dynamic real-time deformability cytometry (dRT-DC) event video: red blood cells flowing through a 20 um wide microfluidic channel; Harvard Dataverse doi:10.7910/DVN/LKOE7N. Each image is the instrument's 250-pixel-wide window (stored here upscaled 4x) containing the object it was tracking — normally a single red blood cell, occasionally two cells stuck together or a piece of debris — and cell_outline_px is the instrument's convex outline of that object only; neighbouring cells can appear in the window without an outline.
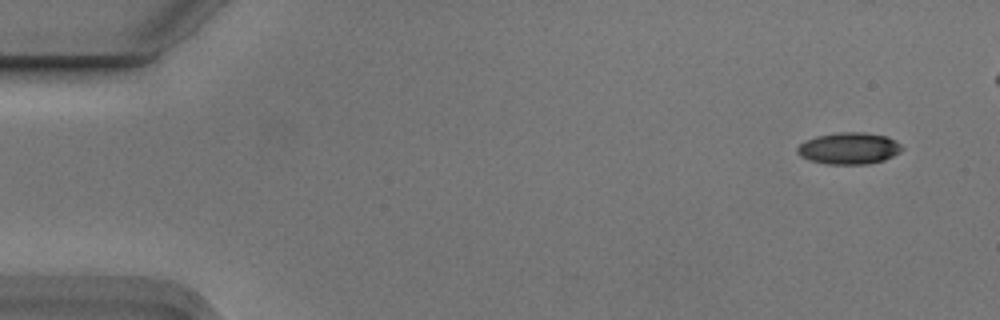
{"species": "Egyptian fruit bat (a non-hibernating species)", "species_latin": "Rousettus aegyptiacus", "temperature_condition": "cold", "stored_images_in_passage": 7, "camera_frame_rate_fps": 3000, "um_per_image_px": 0.085, "animal": {"sex": "male"}, "frame": {"image": 1, "passage_image": 1, "time_ms": 0.0, "image_size_px": [1000, 320], "cell_outline_px": [[904, 148], [900, 152], [884, 160], [868, 164], [828, 164], [808, 160], [800, 156], [796, 152], [796, 148], [804, 140], [816, 136], [836, 132], [864, 132], [888, 136], [896, 140]], "centroid_in_image_um": [72.15, 12.6], "position_along_channel_um": 12.8, "area_um2": 19.59}}
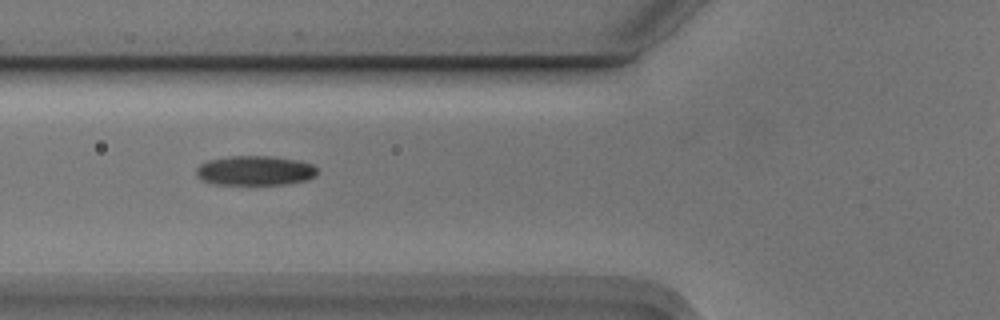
{"frame": {"image": 2, "passage_image": 6, "time_ms": 1.667, "image_size_px": [1000, 320], "cell_outline_px": [[316, 176], [308, 180], [288, 184], [216, 184], [204, 180], [196, 176], [196, 168], [200, 164], [208, 160], [232, 156], [272, 156], [296, 160], [312, 164], [316, 168]], "centroid_in_image_um": [21.69, 14.5], "position_along_channel_um": 104.1, "area_um2": 20.81}}
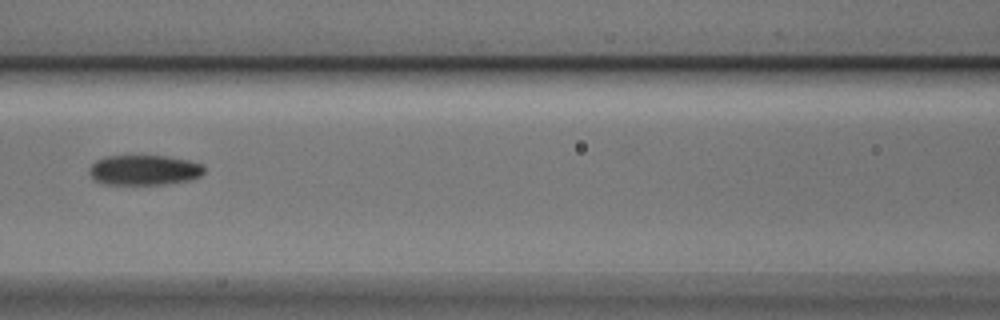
{"frame": {"image": 3, "passage_image": 7, "time_ms": 2.0, "image_size_px": [1000, 320], "cell_outline_px": [[204, 172], [200, 176], [188, 180], [168, 184], [104, 184], [96, 180], [88, 172], [92, 164], [96, 160], [108, 156], [168, 156], [188, 160], [200, 164], [204, 168]], "centroid_in_image_um": [12.26, 14.45], "position_along_channel_um": 154.3, "area_um2": 20.0}}